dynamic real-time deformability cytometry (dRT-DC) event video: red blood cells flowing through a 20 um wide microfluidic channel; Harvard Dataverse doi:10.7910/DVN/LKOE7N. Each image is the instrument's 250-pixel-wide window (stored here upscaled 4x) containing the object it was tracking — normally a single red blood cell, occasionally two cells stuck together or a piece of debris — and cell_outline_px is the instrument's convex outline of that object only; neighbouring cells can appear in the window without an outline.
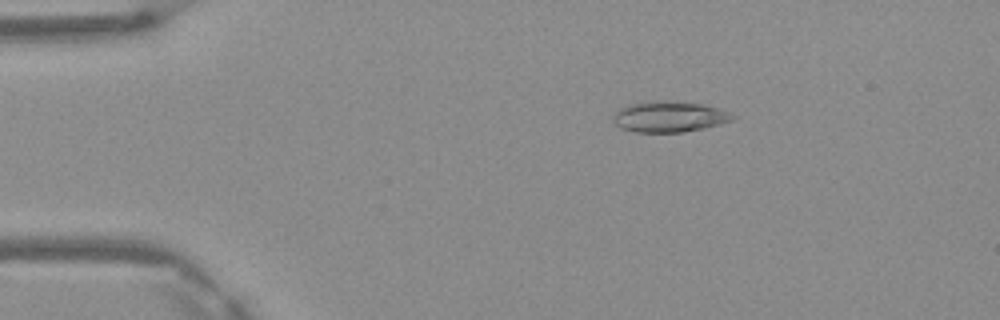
{"species": "Egyptian fruit bat (a non-hibernating species)", "species_latin": "Rousettus aegyptiacus", "temperature_condition": "warm", "stored_images_in_passage": 5, "camera_frame_rate_fps": 3000, "um_per_image_px": 0.085, "frame": {"image": 1, "passage_image": 3, "time_ms": 0.667, "image_size_px": [1000, 320], "cell_outline_px": [[736, 116], [732, 120], [720, 124], [704, 128], [684, 132], [636, 132], [620, 128], [612, 120], [612, 116], [620, 108], [628, 104], [656, 100], [704, 104], [720, 108]], "centroid_in_image_um": [56.87, 9.92], "position_along_channel_um": 28.1, "area_um2": 21.5}}
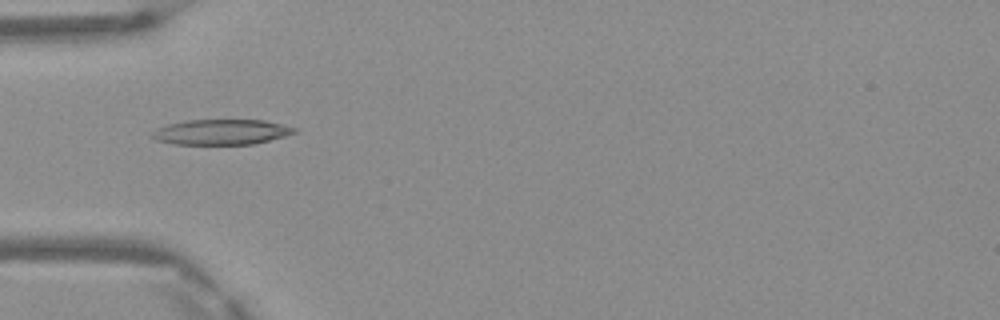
{"frame": {"image": 2, "passage_image": 5, "time_ms": 1.333, "image_size_px": [1000, 320], "cell_outline_px": [[296, 132], [284, 136], [252, 144], [176, 144], [156, 140], [152, 136], [152, 132], [156, 128], [168, 124], [188, 120], [264, 120], [296, 128]], "centroid_in_image_um": [18.78, 11.22], "position_along_channel_um": 66.2, "area_um2": 20.69}}